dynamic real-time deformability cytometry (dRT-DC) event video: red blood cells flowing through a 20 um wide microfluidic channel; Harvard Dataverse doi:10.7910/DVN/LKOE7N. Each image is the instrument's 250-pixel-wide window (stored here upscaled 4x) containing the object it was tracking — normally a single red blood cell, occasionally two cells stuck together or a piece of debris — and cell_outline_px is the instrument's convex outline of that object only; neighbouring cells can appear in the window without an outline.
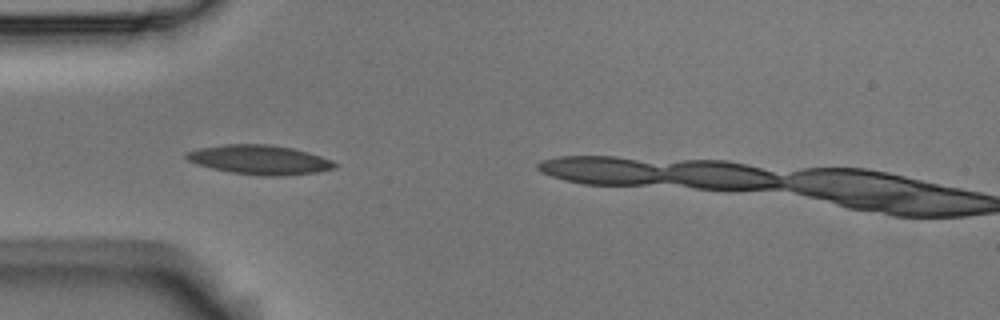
{"species": "Egyptian fruit bat (a non-hibernating species)", "species_latin": "Rousettus aegyptiacus", "temperature_condition": "room temperature", "stored_images_in_passage": 5, "camera_frame_rate_fps": 3000, "um_per_image_px": 0.085, "animal": {"sex": "male"}, "frame": {"image": 1, "passage_image": 1, "time_ms": 0.0, "image_size_px": [1000, 320], "cell_outline_px": [[336, 168], [316, 172], [280, 176], [260, 176], [232, 172], [212, 168], [196, 164], [188, 160], [184, 156], [188, 152], [200, 148], [224, 144], [268, 144], [292, 148], [308, 152], [332, 160], [336, 164]], "centroid_in_image_um": [22.07, 13.58], "position_along_channel_um": 62.9, "area_um2": 25.2}}
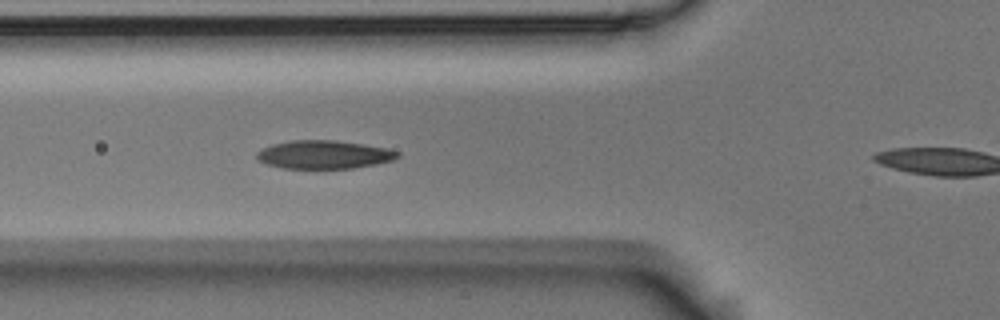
{"frame": {"image": 2, "passage_image": 4, "time_ms": 1.0, "image_size_px": [1000, 320], "cell_outline_px": [[400, 156], [392, 160], [376, 164], [352, 168], [284, 168], [268, 164], [260, 160], [256, 156], [256, 152], [272, 144], [292, 140], [336, 140], [384, 148], [400, 152]], "centroid_in_image_um": [27.53, 13.14], "position_along_channel_um": 98.3, "area_um2": 22.89}}